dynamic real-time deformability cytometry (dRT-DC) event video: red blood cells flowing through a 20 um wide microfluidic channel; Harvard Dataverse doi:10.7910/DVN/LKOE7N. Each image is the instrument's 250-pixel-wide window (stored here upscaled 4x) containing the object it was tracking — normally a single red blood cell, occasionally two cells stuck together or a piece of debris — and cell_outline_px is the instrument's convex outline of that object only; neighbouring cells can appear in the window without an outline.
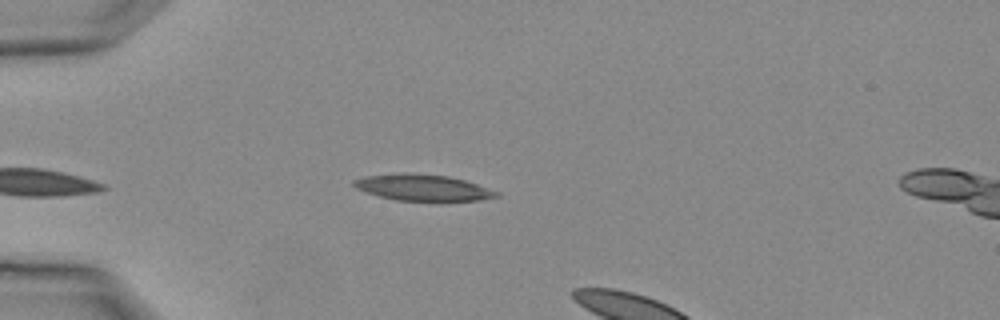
{"species": "Egyptian fruit bat (a non-hibernating species)", "species_latin": "Rousettus aegyptiacus", "temperature_condition": "warm", "stored_images_in_passage": 4, "camera_frame_rate_fps": 3000, "um_per_image_px": 0.085, "animal": {"sex": "female"}, "frame": {"image": 1, "passage_image": 3, "time_ms": 0.667, "image_size_px": [1000, 320], "cell_outline_px": [[500, 196], [480, 200], [440, 204], [396, 200], [380, 196], [356, 188], [352, 184], [352, 180], [364, 176], [448, 176], [464, 180], [500, 192]], "centroid_in_image_um": [36.08, 16.05], "position_along_channel_um": 48.9, "area_um2": 21.56}}